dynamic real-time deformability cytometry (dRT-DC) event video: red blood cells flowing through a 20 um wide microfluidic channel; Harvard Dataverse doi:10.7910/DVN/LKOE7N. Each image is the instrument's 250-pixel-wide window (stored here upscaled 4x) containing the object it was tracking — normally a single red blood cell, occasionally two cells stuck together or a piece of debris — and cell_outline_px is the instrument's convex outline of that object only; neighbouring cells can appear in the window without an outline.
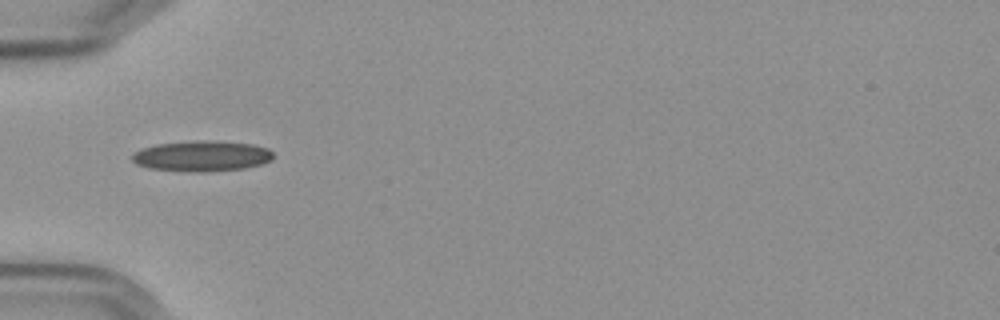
{"species": "Egyptian fruit bat (a non-hibernating species)", "species_latin": "Rousettus aegyptiacus", "temperature_condition": "cold", "stored_images_in_passage": 38, "camera_frame_rate_fps": 3000, "um_per_image_px": 0.085, "frame": {"image": 1, "passage_image": 1, "time_ms": 0.0, "image_size_px": [1000, 320], "cell_outline_px": [[272, 160], [260, 164], [244, 168], [200, 172], [188, 172], [148, 168], [136, 164], [132, 160], [132, 156], [136, 152], [144, 148], [156, 144], [192, 140], [212, 140], [252, 144], [268, 148], [272, 152]], "centroid_in_image_um": [17.15, 13.26], "position_along_channel_um": 67.9, "area_um2": 25.2}}
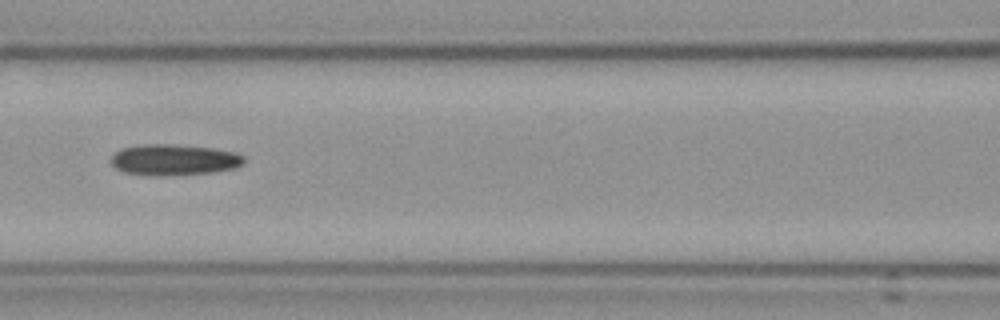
{"frame": {"image": 2, "passage_image": 8, "time_ms": 2.333, "image_size_px": [1000, 320], "cell_outline_px": [[244, 164], [236, 168], [212, 172], [124, 172], [116, 168], [112, 164], [112, 156], [120, 148], [144, 144], [168, 144], [212, 148], [236, 152], [244, 156]], "centroid_in_image_um": [14.86, 13.51], "position_along_channel_um": 151.7, "area_um2": 22.66}}
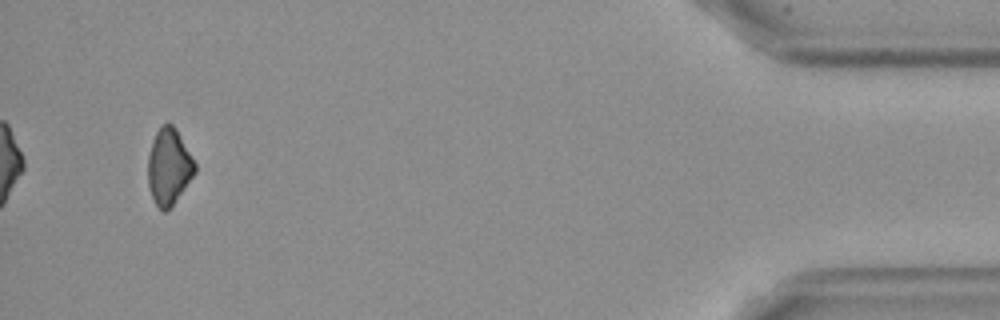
{"frame": {"image": 3, "passage_image": 36, "time_ms": 11.667, "image_size_px": [1000, 320], "cell_outline_px": [[196, 172], [172, 204], [164, 212], [156, 204], [152, 196], [148, 184], [148, 156], [152, 140], [156, 132], [168, 120], [176, 128], [196, 164]], "centroid_in_image_um": [14.35, 14.11], "position_along_channel_um": 420.9, "area_um2": 20.52}}